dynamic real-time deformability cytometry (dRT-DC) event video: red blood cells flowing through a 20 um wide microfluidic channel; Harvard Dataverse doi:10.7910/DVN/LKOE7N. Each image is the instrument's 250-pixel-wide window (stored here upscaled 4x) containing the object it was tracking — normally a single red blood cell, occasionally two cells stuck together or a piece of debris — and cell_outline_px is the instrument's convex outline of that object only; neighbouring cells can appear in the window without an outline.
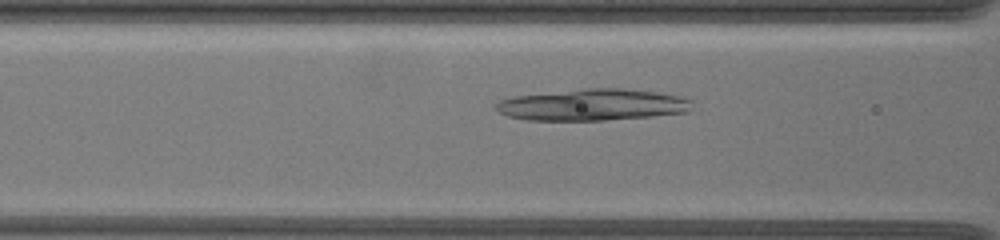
{"species": "common noctule bat (a hibernating species)", "species_latin": "Nyctalus noctula", "temperature_condition": "warm", "stored_images_in_passage": 77, "camera_frame_rate_fps": 3000, "um_per_image_px": 0.085, "animal": {"sex": "female", "body_mass_g": 19.5, "forearm_length_mm": 54.1}, "frame": {"image": 1, "passage_image": 21, "time_ms": 4.333, "image_size_px": [1000, 240], "cell_outline_px": [[692, 100], [688, 112], [652, 116], [604, 120], [528, 120], [508, 116], [492, 108], [492, 104], [500, 100], [512, 96], [584, 88], [620, 88], [660, 92], [684, 96]], "centroid_in_image_um": [50.35, 8.9], "position_along_channel_um": 116.3, "area_um2": 36.41}}
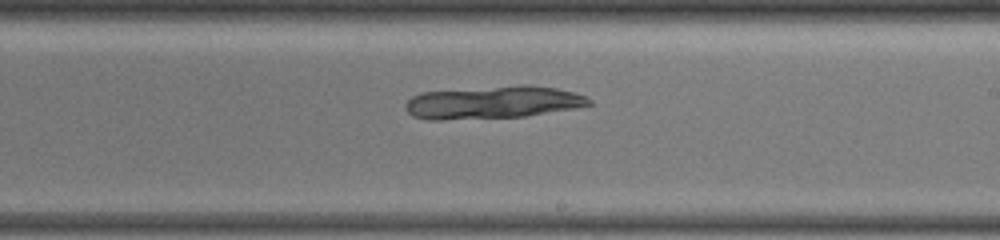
{"frame": {"image": 2, "passage_image": 46, "time_ms": 8.0, "image_size_px": [1000, 240], "cell_outline_px": [[592, 104], [572, 108], [524, 116], [440, 120], [428, 120], [412, 116], [404, 108], [404, 104], [412, 96], [420, 92], [520, 84], [532, 84], [556, 88], [588, 96], [592, 100]], "centroid_in_image_um": [41.86, 8.68], "position_along_channel_um": 247.1, "area_um2": 35.2}}
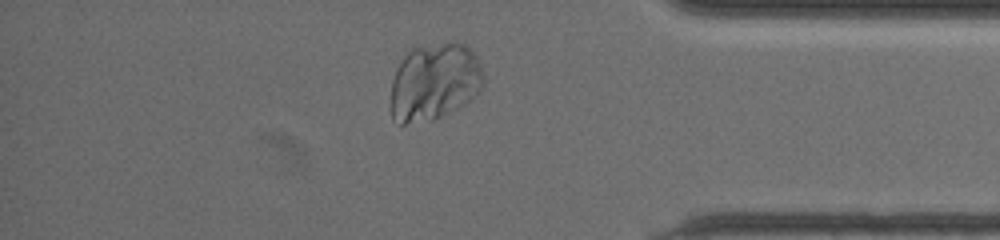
{"frame": {"image": 3, "passage_image": 67, "time_ms": 12.667, "image_size_px": [1000, 240], "cell_outline_px": [[484, 84], [480, 92], [464, 104], [432, 120], [404, 124], [400, 124], [392, 120], [392, 80], [396, 68], [404, 56], [412, 48], [448, 40], [456, 40], [464, 44], [476, 56], [484, 76]], "centroid_in_image_um": [36.94, 6.93], "position_along_channel_um": 398.3, "area_um2": 42.02}}